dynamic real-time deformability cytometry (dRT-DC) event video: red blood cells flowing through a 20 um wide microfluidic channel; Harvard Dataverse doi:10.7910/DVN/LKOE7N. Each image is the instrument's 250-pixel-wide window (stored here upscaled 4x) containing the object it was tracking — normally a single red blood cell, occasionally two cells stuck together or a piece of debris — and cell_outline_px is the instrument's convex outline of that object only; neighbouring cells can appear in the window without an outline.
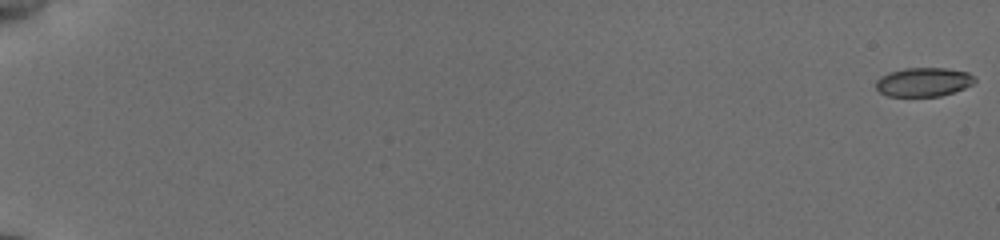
{"species": "common noctule bat (a hibernating species)", "species_latin": "Nyctalus noctula", "temperature_condition": "cold", "stored_images_in_passage": 57, "camera_frame_rate_fps": 3000, "um_per_image_px": 0.085, "animal": {"sex": "female", "body_mass_g": 19.5, "forearm_length_mm": 54.1}, "frame": {"image": 1, "passage_image": 1, "time_ms": 0.0, "image_size_px": [1000, 240], "cell_outline_px": [[976, 80], [972, 84], [964, 88], [940, 96], [888, 96], [880, 92], [876, 88], [876, 80], [888, 72], [904, 68], [944, 68], [968, 72]], "centroid_in_image_um": [78.47, 6.97], "position_along_channel_um": 6.5, "area_um2": 16.53}}
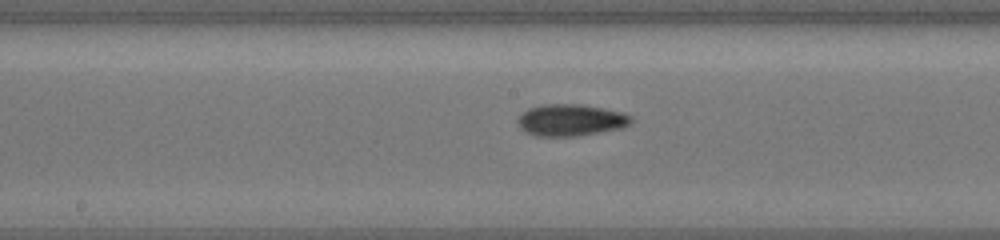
{"frame": {"image": 2, "passage_image": 33, "time_ms": 10.667, "image_size_px": [1000, 240], "cell_outline_px": [[632, 124], [624, 128], [580, 136], [536, 136], [520, 128], [516, 120], [528, 108], [544, 104], [580, 104], [624, 112], [632, 116]], "centroid_in_image_um": [48.57, 10.21], "position_along_channel_um": 199.6, "area_um2": 21.21}}
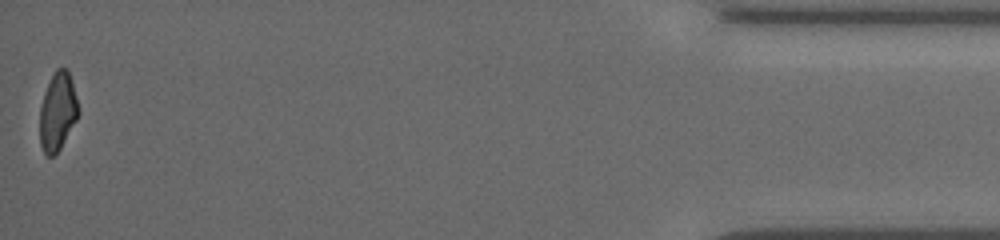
{"frame": {"image": 3, "passage_image": 57, "time_ms": 18.667, "image_size_px": [1000, 240], "cell_outline_px": [[80, 112], [76, 120], [60, 148], [52, 156], [48, 156], [44, 152], [40, 144], [40, 108], [44, 92], [56, 68], [68, 68], [72, 80]], "centroid_in_image_um": [4.91, 9.46], "position_along_channel_um": 430.3, "area_um2": 17.46}, "authors_computed_cell_mechanics": {"area_um2": 18.3226, "velocity_mm_per_s": 3.8261, "shape_relaxation_time_tau1_ms": 2.76, "shape_relaxation_time_tau2_ms": 4.0764, "deformation_change_tau1": 0.1232, "deformation_change_tau2": 0.1075}}